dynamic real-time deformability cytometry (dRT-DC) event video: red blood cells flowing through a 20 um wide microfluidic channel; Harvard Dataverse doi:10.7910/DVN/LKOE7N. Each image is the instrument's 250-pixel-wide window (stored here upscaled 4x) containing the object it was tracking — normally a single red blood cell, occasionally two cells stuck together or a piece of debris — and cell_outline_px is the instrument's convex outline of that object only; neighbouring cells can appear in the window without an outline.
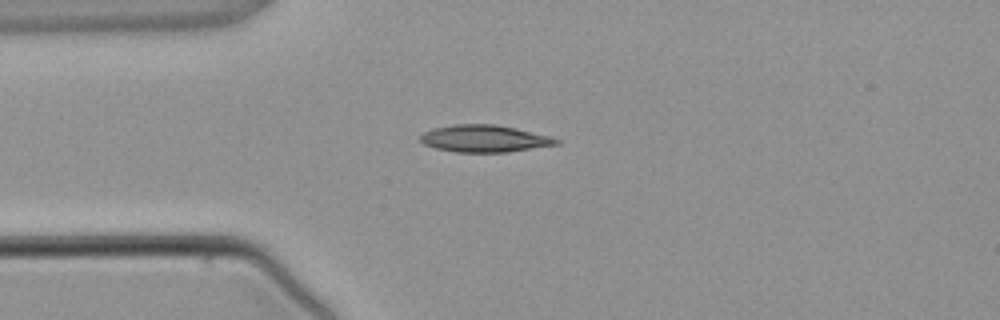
{"species": "common noctule bat (a hibernating species)", "species_latin": "Nyctalus noctula", "temperature_condition": "warm", "stored_images_in_passage": 2, "camera_frame_rate_fps": 3000, "um_per_image_px": 0.085, "animal": {"sex": "male", "body_mass_g": 21.5, "forearm_length_mm": 52.0}, "frame": {"image": 1, "passage_image": 1, "time_ms": 0.0, "image_size_px": [1000, 320], "cell_outline_px": [[560, 144], [508, 152], [456, 152], [436, 148], [424, 144], [420, 140], [420, 136], [424, 132], [432, 128], [456, 124], [496, 124], [552, 136], [560, 140]], "centroid_in_image_um": [41.2, 11.78], "position_along_channel_um": 43.8, "area_um2": 21.5}}
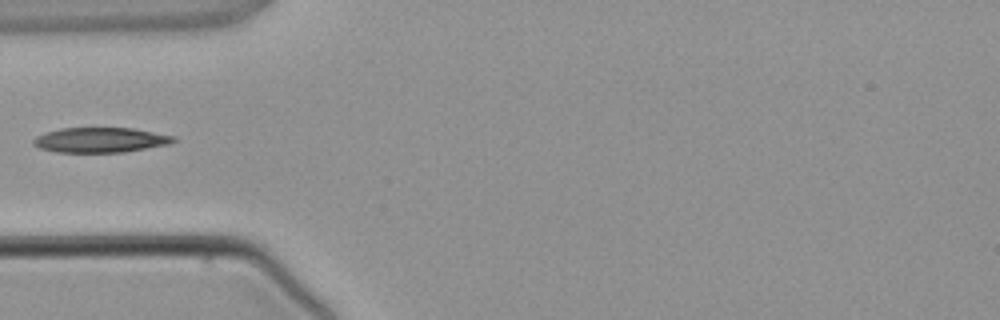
{"frame": {"image": 2, "passage_image": 2, "time_ms": 1.0, "image_size_px": [1000, 320], "cell_outline_px": [[176, 140], [172, 144], [124, 152], [56, 152], [40, 148], [32, 144], [32, 140], [36, 136], [44, 132], [60, 128], [132, 128], [176, 136]], "centroid_in_image_um": [8.54, 11.9], "position_along_channel_um": 76.5, "area_um2": 20.58}}